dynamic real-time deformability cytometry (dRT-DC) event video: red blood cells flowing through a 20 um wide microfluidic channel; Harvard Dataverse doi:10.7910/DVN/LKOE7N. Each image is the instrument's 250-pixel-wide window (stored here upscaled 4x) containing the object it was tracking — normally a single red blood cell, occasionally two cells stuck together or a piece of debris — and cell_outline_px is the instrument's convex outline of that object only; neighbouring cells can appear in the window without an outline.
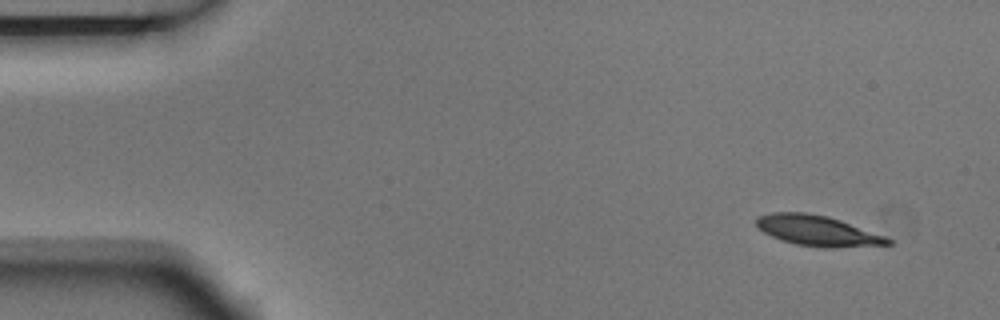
{"species": "Egyptian fruit bat (a non-hibernating species)", "species_latin": "Rousettus aegyptiacus", "temperature_condition": "room temperature", "stored_images_in_passage": 5, "camera_frame_rate_fps": 3000, "um_per_image_px": 0.085, "animal": {"sex": "male"}, "frame": {"image": 1, "passage_image": 1, "time_ms": 0.0, "image_size_px": [1000, 320], "cell_outline_px": [[892, 244], [836, 248], [824, 248], [796, 244], [780, 240], [764, 232], [756, 224], [756, 216], [772, 212], [804, 212], [828, 216], [840, 220], [884, 236], [892, 240]], "centroid_in_image_um": [69.47, 19.61], "position_along_channel_um": 15.5, "area_um2": 23.24}}
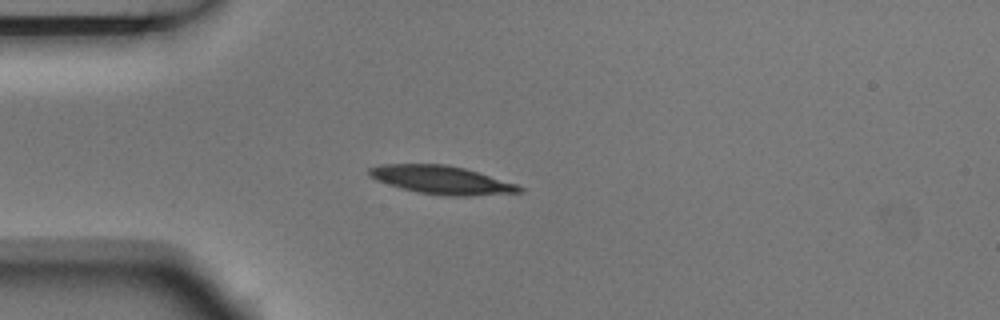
{"frame": {"image": 2, "passage_image": 4, "time_ms": 1.0, "image_size_px": [1000, 320], "cell_outline_px": [[524, 192], [472, 196], [444, 196], [416, 192], [400, 188], [376, 180], [368, 176], [368, 168], [380, 164], [444, 164], [464, 168], [516, 184], [524, 188]], "centroid_in_image_um": [37.5, 15.3], "position_along_channel_um": 47.5, "area_um2": 24.85}}